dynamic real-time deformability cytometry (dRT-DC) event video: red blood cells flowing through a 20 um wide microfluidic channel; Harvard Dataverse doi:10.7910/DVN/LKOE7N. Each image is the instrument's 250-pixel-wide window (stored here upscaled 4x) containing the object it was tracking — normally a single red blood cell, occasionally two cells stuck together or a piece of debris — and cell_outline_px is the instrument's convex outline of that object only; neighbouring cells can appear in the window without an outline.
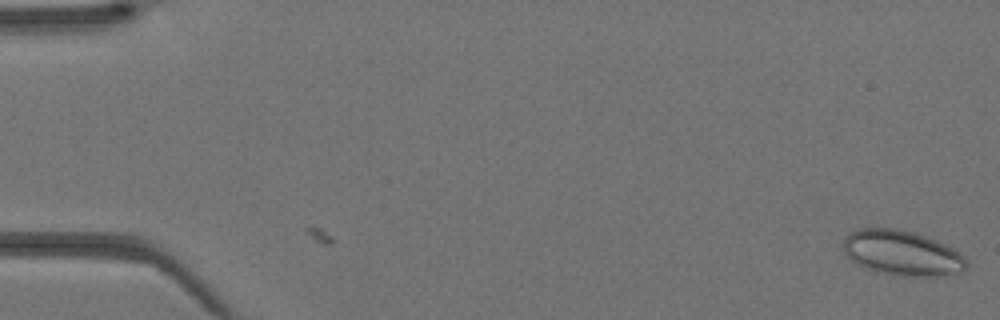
{"species": "Egyptian fruit bat (a non-hibernating species)", "species_latin": "Rousettus aegyptiacus", "temperature_condition": "warm", "stored_images_in_passage": 3, "camera_frame_rate_fps": 3000, "um_per_image_px": 0.085, "animal": {"sex": "female"}, "frame": {"image": 1, "passage_image": 3, "time_ms": 0.667, "image_size_px": [1000, 320], "cell_outline_px": [[968, 268], [960, 272], [944, 276], [904, 276], [876, 272], [856, 264], [844, 252], [844, 240], [848, 232], [860, 228], [900, 228], [936, 240], [956, 248], [968, 260]], "centroid_in_image_um": [76.72, 21.51], "position_along_channel_um": 8.3, "area_um2": 32.77}}